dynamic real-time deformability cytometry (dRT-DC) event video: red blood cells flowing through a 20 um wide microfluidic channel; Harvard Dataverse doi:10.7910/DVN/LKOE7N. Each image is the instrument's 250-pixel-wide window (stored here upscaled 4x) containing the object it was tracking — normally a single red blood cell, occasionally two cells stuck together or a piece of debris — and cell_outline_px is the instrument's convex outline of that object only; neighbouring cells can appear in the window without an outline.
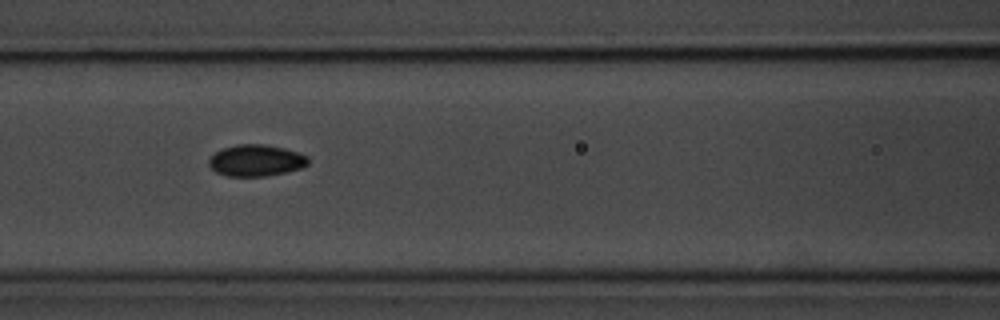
{"species": "common noctule bat (a hibernating species)", "species_latin": "Nyctalus noctula", "temperature_condition": "room temperature", "stored_images_in_passage": 7, "camera_frame_rate_fps": 3000, "um_per_image_px": 0.085, "animal": {"sex": "male", "body_mass_g": 20.1, "forearm_length_mm": 53.5}, "frame": {"image": 1, "passage_image": 6, "time_ms": 1.667, "image_size_px": [1000, 320], "cell_outline_px": [[308, 164], [300, 168], [288, 172], [264, 176], [228, 176], [216, 172], [208, 164], [208, 160], [216, 152], [224, 148], [236, 144], [264, 144], [284, 148], [300, 152], [308, 156]], "centroid_in_image_um": [21.79, 13.63], "position_along_channel_um": 144.8, "area_um2": 18.26}}
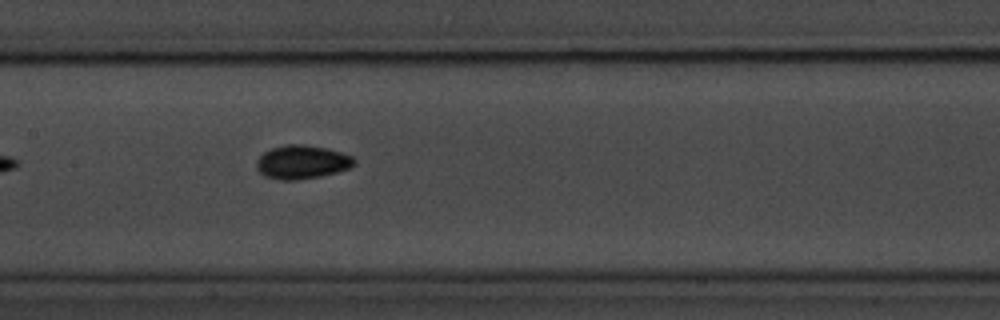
{"frame": {"image": 2, "passage_image": 7, "time_ms": 2.0, "image_size_px": [1000, 320], "cell_outline_px": [[356, 164], [348, 168], [336, 172], [320, 176], [296, 180], [276, 180], [264, 176], [256, 168], [256, 160], [264, 152], [272, 148], [288, 144], [304, 144], [324, 148], [340, 152], [352, 156], [356, 160]], "centroid_in_image_um": [25.64, 13.78], "position_along_channel_um": 181.8, "area_um2": 19.13}}